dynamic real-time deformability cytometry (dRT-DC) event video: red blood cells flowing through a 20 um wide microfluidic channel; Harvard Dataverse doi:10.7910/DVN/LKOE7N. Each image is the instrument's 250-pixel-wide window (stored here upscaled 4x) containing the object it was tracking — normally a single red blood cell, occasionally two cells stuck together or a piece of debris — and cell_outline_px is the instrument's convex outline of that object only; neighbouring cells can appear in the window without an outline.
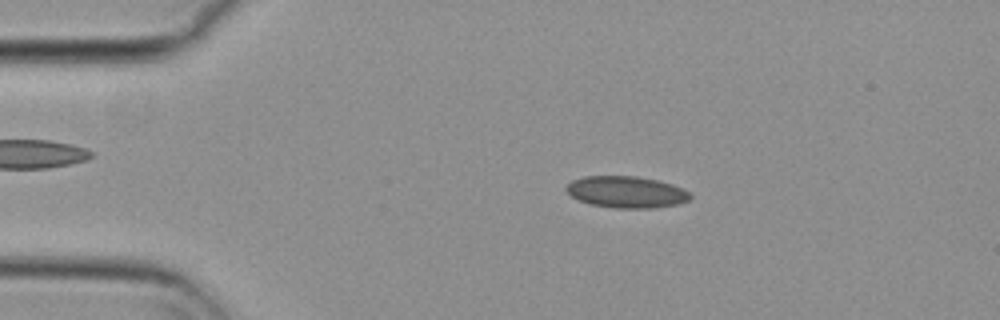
{"species": "common noctule bat (a hibernating species)", "species_latin": "Nyctalus noctula", "temperature_condition": "cold", "stored_images_in_passage": 55, "camera_frame_rate_fps": 3000, "um_per_image_px": 0.085, "animal": {"sex": "female", "body_mass_g": 29.2, "forearm_length_mm": 56.3}, "frame": {"image": 1, "passage_image": 10, "time_ms": 3.0, "image_size_px": [1000, 320], "cell_outline_px": [[692, 200], [680, 204], [652, 208], [616, 208], [588, 204], [572, 196], [564, 188], [572, 180], [584, 176], [636, 176], [656, 180], [672, 184], [688, 192], [692, 196]], "centroid_in_image_um": [53.25, 16.33], "position_along_channel_um": 31.7, "area_um2": 22.89}}
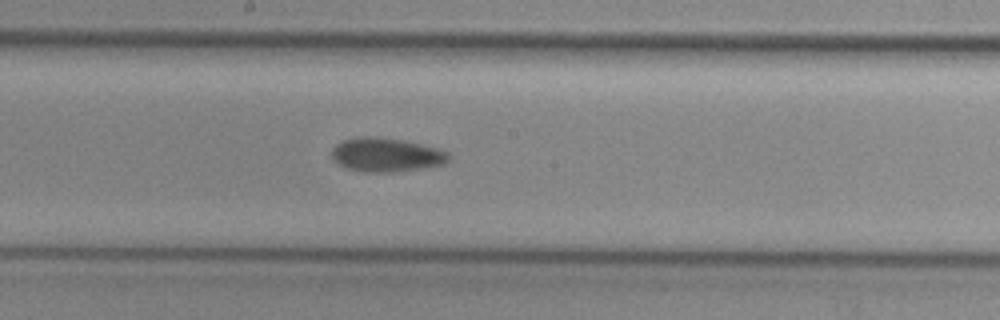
{"frame": {"image": 2, "passage_image": 29, "time_ms": 9.333, "image_size_px": [1000, 320], "cell_outline_px": [[452, 156], [444, 164], [420, 168], [388, 172], [364, 172], [348, 168], [340, 164], [332, 156], [332, 148], [336, 144], [344, 140], [360, 136], [376, 136], [404, 140], [436, 148], [448, 152]], "centroid_in_image_um": [32.84, 13.14], "position_along_channel_um": 215.4, "area_um2": 22.89}}
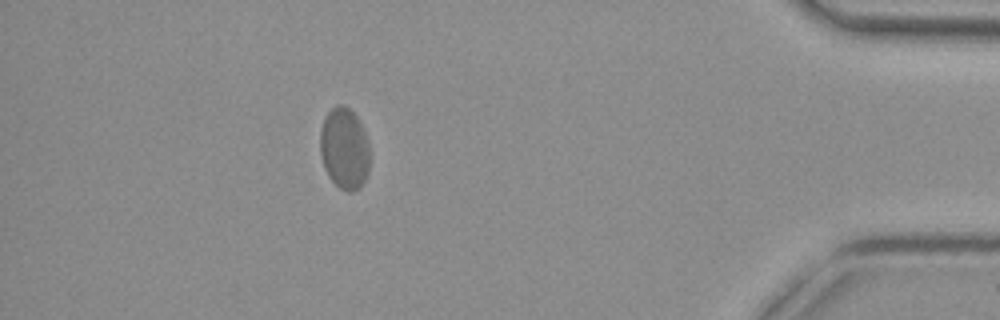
{"frame": {"image": 3, "passage_image": 49, "time_ms": 16.0, "image_size_px": [1000, 320], "cell_outline_px": [[368, 172], [360, 188], [352, 192], [348, 192], [340, 188], [328, 176], [324, 168], [320, 152], [320, 132], [324, 116], [336, 104], [344, 104], [356, 116], [368, 140]], "centroid_in_image_um": [29.25, 12.62], "position_along_channel_um": 406.0, "area_um2": 23.52}, "authors_computed_cell_mechanics": {"area_um2": 22.8888, "velocity_mm_per_s": 3.655, "shape_relaxation_time_tau1_ms": null, "shape_relaxation_time_tau2_ms": 4.4848, "deformation_change_tau1": null, "deformation_change_tau2": 0.056}}